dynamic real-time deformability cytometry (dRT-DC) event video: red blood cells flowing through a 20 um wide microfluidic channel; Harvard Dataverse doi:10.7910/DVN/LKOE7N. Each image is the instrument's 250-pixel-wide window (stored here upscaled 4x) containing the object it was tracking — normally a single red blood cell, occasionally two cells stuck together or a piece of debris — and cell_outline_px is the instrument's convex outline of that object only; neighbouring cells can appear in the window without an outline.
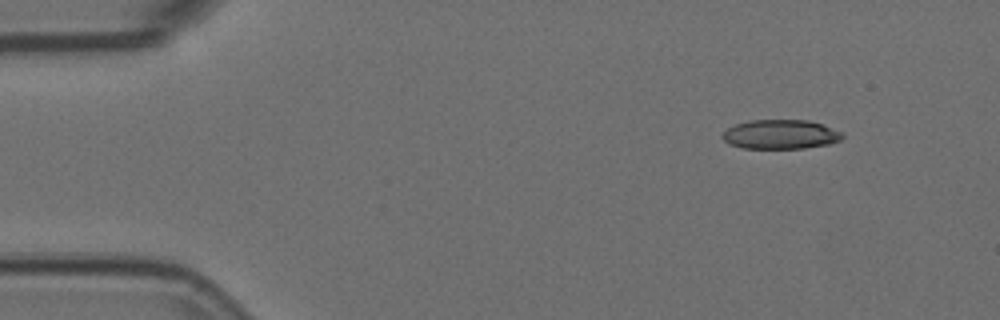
{"species": "Egyptian fruit bat (a non-hibernating species)", "species_latin": "Rousettus aegyptiacus", "temperature_condition": "room temperature", "stored_images_in_passage": 6, "camera_frame_rate_fps": 3000, "um_per_image_px": 0.085, "animal": {"sex": "female"}, "frame": {"image": 1, "passage_image": 1, "time_ms": 0.0, "image_size_px": [1000, 320], "cell_outline_px": [[844, 136], [840, 140], [828, 144], [804, 148], [740, 148], [728, 144], [720, 136], [728, 128], [736, 124], [752, 120], [808, 120], [844, 132]], "centroid_in_image_um": [66.33, 11.42], "position_along_channel_um": 18.7, "area_um2": 20.46}}
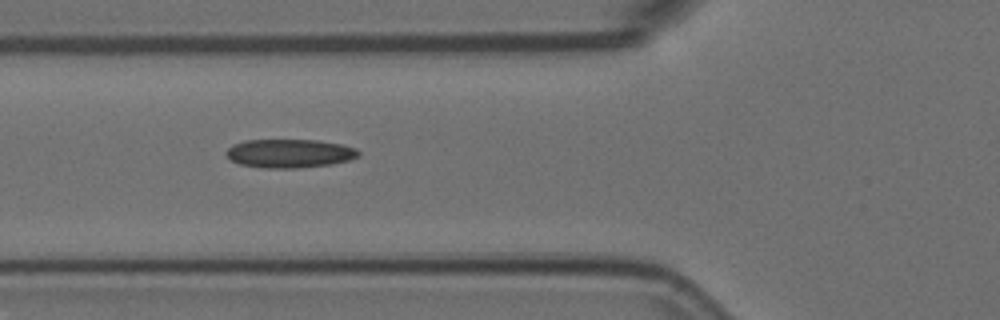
{"frame": {"image": 2, "passage_image": 5, "time_ms": 1.333, "image_size_px": [1000, 320], "cell_outline_px": [[360, 156], [348, 160], [332, 164], [296, 168], [264, 168], [240, 164], [232, 160], [224, 152], [232, 144], [244, 140], [320, 140], [340, 144], [356, 148], [360, 152]], "centroid_in_image_um": [24.61, 13.03], "position_along_channel_um": 101.2, "area_um2": 22.14}}
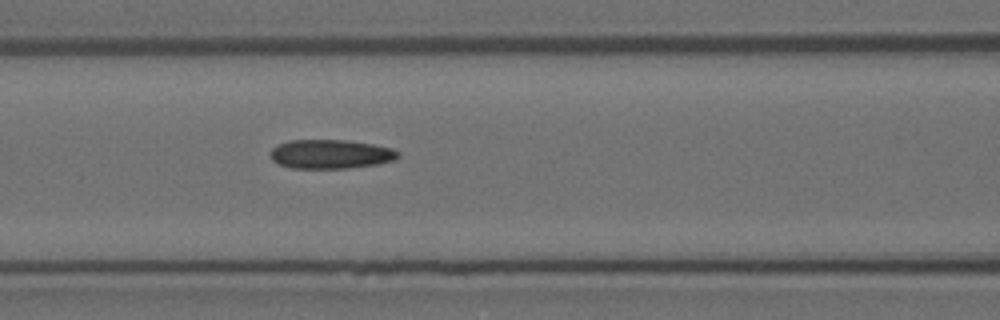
{"frame": {"image": 3, "passage_image": 6, "time_ms": 1.667, "image_size_px": [1000, 320], "cell_outline_px": [[400, 156], [396, 160], [376, 164], [348, 168], [292, 168], [280, 164], [272, 160], [272, 148], [280, 144], [292, 140], [344, 140], [372, 144], [392, 148], [400, 152]], "centroid_in_image_um": [28.16, 13.1], "position_along_channel_um": 138.4, "area_um2": 21.44}}